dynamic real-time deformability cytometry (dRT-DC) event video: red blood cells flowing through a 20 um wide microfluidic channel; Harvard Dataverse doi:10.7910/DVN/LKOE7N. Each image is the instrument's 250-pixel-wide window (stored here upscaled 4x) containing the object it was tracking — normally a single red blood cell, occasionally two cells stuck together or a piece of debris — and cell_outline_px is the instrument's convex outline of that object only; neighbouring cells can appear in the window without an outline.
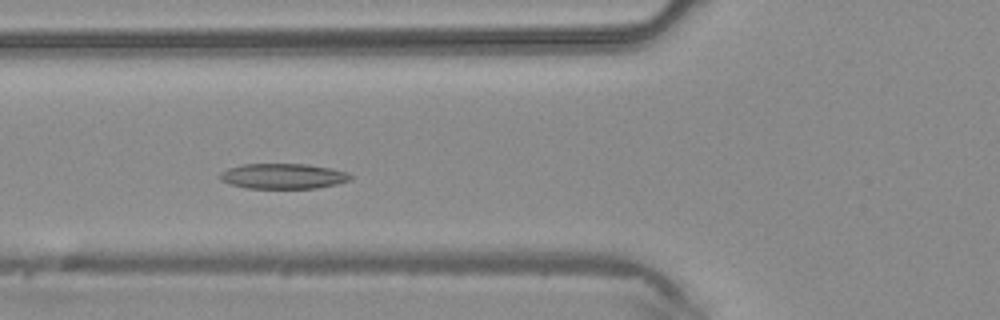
{"species": "common noctule bat (a hibernating species)", "species_latin": "Nyctalus noctula", "temperature_condition": "warm", "stored_images_in_passage": 41, "segment_of_instrument_passage": [1, 2], "camera_frame_rate_fps": 3000, "um_per_image_px": 0.085, "animal": {"sex": "male", "body_mass_g": 20.4}, "frame": {"image": 1, "passage_image": 11, "time_ms": 3.333, "image_size_px": [1000, 320], "cell_outline_px": [[352, 180], [336, 184], [316, 188], [244, 188], [220, 180], [220, 172], [228, 168], [244, 164], [308, 164], [348, 172], [352, 176]], "centroid_in_image_um": [24.07, 14.97], "position_along_channel_um": 101.7, "area_um2": 19.19}}
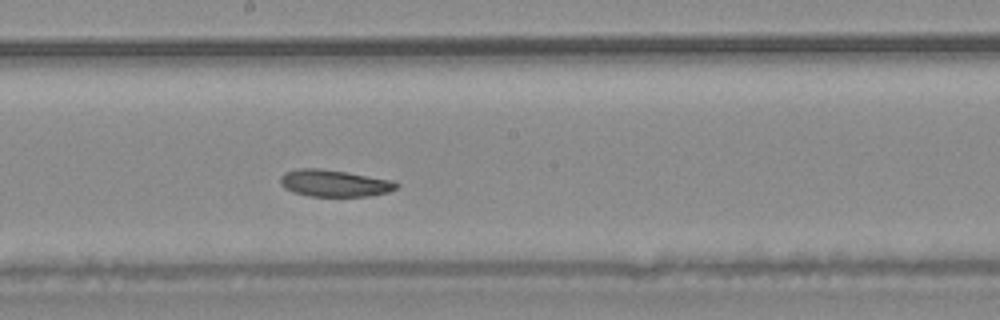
{"frame": {"image": 2, "passage_image": 19, "time_ms": 6.0, "image_size_px": [1000, 320], "cell_outline_px": [[400, 184], [396, 188], [388, 192], [368, 196], [308, 196], [292, 192], [284, 188], [280, 184], [280, 176], [284, 172], [296, 168], [320, 168], [392, 180]], "centroid_in_image_um": [28.36, 15.57], "position_along_channel_um": 219.8, "area_um2": 18.21}}
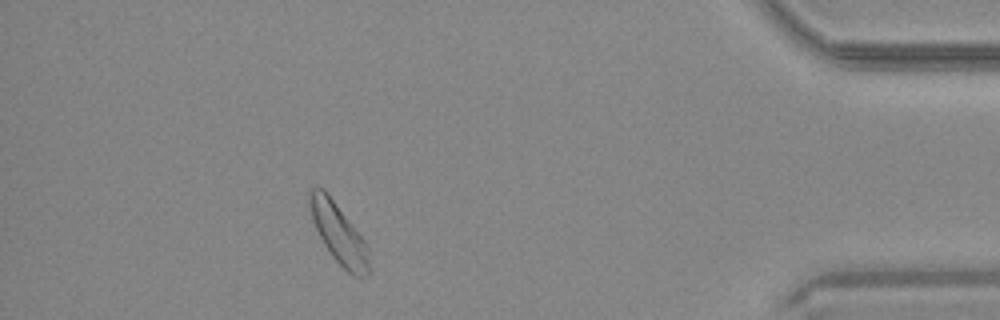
{"frame": {"image": 3, "passage_image": 35, "time_ms": 11.333, "image_size_px": [1000, 320], "cell_outline_px": [[368, 276], [352, 276], [332, 256], [324, 244], [312, 220], [308, 200], [308, 192], [312, 188], [324, 188], [364, 240], [368, 248]], "centroid_in_image_um": [28.76, 19.83], "position_along_channel_um": 406.4, "area_um2": 20.29}}